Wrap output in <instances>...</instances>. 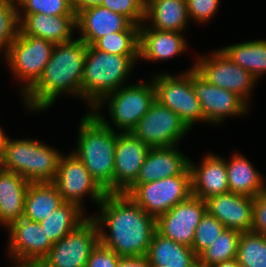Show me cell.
<instances>
[{
  "label": "cell",
  "instance_id": "1",
  "mask_svg": "<svg viewBox=\"0 0 266 267\" xmlns=\"http://www.w3.org/2000/svg\"><path fill=\"white\" fill-rule=\"evenodd\" d=\"M99 207L98 216L92 218L99 227L100 243L120 257L146 256L156 218L125 193H106Z\"/></svg>",
  "mask_w": 266,
  "mask_h": 267
},
{
  "label": "cell",
  "instance_id": "2",
  "mask_svg": "<svg viewBox=\"0 0 266 267\" xmlns=\"http://www.w3.org/2000/svg\"><path fill=\"white\" fill-rule=\"evenodd\" d=\"M87 45L79 38L56 44L39 80L23 95L30 111L49 109L62 94L80 96Z\"/></svg>",
  "mask_w": 266,
  "mask_h": 267
},
{
  "label": "cell",
  "instance_id": "3",
  "mask_svg": "<svg viewBox=\"0 0 266 267\" xmlns=\"http://www.w3.org/2000/svg\"><path fill=\"white\" fill-rule=\"evenodd\" d=\"M77 145L79 157L92 178L106 192L113 193L116 131L99 111L86 113L80 121Z\"/></svg>",
  "mask_w": 266,
  "mask_h": 267
},
{
  "label": "cell",
  "instance_id": "4",
  "mask_svg": "<svg viewBox=\"0 0 266 267\" xmlns=\"http://www.w3.org/2000/svg\"><path fill=\"white\" fill-rule=\"evenodd\" d=\"M139 55H115L87 46L81 98L92 109L104 96L124 86ZM136 60V62H135Z\"/></svg>",
  "mask_w": 266,
  "mask_h": 267
},
{
  "label": "cell",
  "instance_id": "5",
  "mask_svg": "<svg viewBox=\"0 0 266 267\" xmlns=\"http://www.w3.org/2000/svg\"><path fill=\"white\" fill-rule=\"evenodd\" d=\"M107 101V102H106ZM155 101L153 81L129 84L104 96L91 111H100L105 102L113 125L119 132H131Z\"/></svg>",
  "mask_w": 266,
  "mask_h": 267
},
{
  "label": "cell",
  "instance_id": "6",
  "mask_svg": "<svg viewBox=\"0 0 266 267\" xmlns=\"http://www.w3.org/2000/svg\"><path fill=\"white\" fill-rule=\"evenodd\" d=\"M55 45L41 37L24 35L19 30L5 57L12 75L23 83V89L20 88L22 96L41 77Z\"/></svg>",
  "mask_w": 266,
  "mask_h": 267
},
{
  "label": "cell",
  "instance_id": "7",
  "mask_svg": "<svg viewBox=\"0 0 266 267\" xmlns=\"http://www.w3.org/2000/svg\"><path fill=\"white\" fill-rule=\"evenodd\" d=\"M174 76L169 73L157 74L152 78L155 100L176 113L190 130L196 122H206L200 102L191 85V70Z\"/></svg>",
  "mask_w": 266,
  "mask_h": 267
},
{
  "label": "cell",
  "instance_id": "8",
  "mask_svg": "<svg viewBox=\"0 0 266 267\" xmlns=\"http://www.w3.org/2000/svg\"><path fill=\"white\" fill-rule=\"evenodd\" d=\"M124 193L147 214L157 219L192 195L191 174L166 177L145 184H132Z\"/></svg>",
  "mask_w": 266,
  "mask_h": 267
},
{
  "label": "cell",
  "instance_id": "9",
  "mask_svg": "<svg viewBox=\"0 0 266 267\" xmlns=\"http://www.w3.org/2000/svg\"><path fill=\"white\" fill-rule=\"evenodd\" d=\"M99 227L88 218L58 242L53 243L41 267H85L92 250L99 243Z\"/></svg>",
  "mask_w": 266,
  "mask_h": 267
},
{
  "label": "cell",
  "instance_id": "10",
  "mask_svg": "<svg viewBox=\"0 0 266 267\" xmlns=\"http://www.w3.org/2000/svg\"><path fill=\"white\" fill-rule=\"evenodd\" d=\"M211 54L199 56L198 62L192 65L194 70L210 84L235 93L248 104L257 79L233 63L220 49Z\"/></svg>",
  "mask_w": 266,
  "mask_h": 267
},
{
  "label": "cell",
  "instance_id": "11",
  "mask_svg": "<svg viewBox=\"0 0 266 267\" xmlns=\"http://www.w3.org/2000/svg\"><path fill=\"white\" fill-rule=\"evenodd\" d=\"M131 132L149 147H174L189 129L176 113L155 100Z\"/></svg>",
  "mask_w": 266,
  "mask_h": 267
},
{
  "label": "cell",
  "instance_id": "12",
  "mask_svg": "<svg viewBox=\"0 0 266 267\" xmlns=\"http://www.w3.org/2000/svg\"><path fill=\"white\" fill-rule=\"evenodd\" d=\"M53 183L65 202L76 203L81 208L86 195H90L91 199L99 205L106 194L73 152L67 156L61 155Z\"/></svg>",
  "mask_w": 266,
  "mask_h": 267
},
{
  "label": "cell",
  "instance_id": "13",
  "mask_svg": "<svg viewBox=\"0 0 266 267\" xmlns=\"http://www.w3.org/2000/svg\"><path fill=\"white\" fill-rule=\"evenodd\" d=\"M191 85L198 97L206 122L220 124L228 116L245 115L248 104L235 93L207 82L194 69L191 70Z\"/></svg>",
  "mask_w": 266,
  "mask_h": 267
},
{
  "label": "cell",
  "instance_id": "14",
  "mask_svg": "<svg viewBox=\"0 0 266 267\" xmlns=\"http://www.w3.org/2000/svg\"><path fill=\"white\" fill-rule=\"evenodd\" d=\"M206 212V201L191 195L160 215L156 230L176 243L192 247L195 229Z\"/></svg>",
  "mask_w": 266,
  "mask_h": 267
},
{
  "label": "cell",
  "instance_id": "15",
  "mask_svg": "<svg viewBox=\"0 0 266 267\" xmlns=\"http://www.w3.org/2000/svg\"><path fill=\"white\" fill-rule=\"evenodd\" d=\"M8 231L7 251L15 263L40 264L52 248L53 243L39 222L21 217L8 227Z\"/></svg>",
  "mask_w": 266,
  "mask_h": 267
},
{
  "label": "cell",
  "instance_id": "16",
  "mask_svg": "<svg viewBox=\"0 0 266 267\" xmlns=\"http://www.w3.org/2000/svg\"><path fill=\"white\" fill-rule=\"evenodd\" d=\"M150 148L132 132H116L113 193H124L136 181Z\"/></svg>",
  "mask_w": 266,
  "mask_h": 267
},
{
  "label": "cell",
  "instance_id": "17",
  "mask_svg": "<svg viewBox=\"0 0 266 267\" xmlns=\"http://www.w3.org/2000/svg\"><path fill=\"white\" fill-rule=\"evenodd\" d=\"M139 27L124 15L103 6L90 7L76 15V30L81 35L79 39L87 46L105 35L117 31H139Z\"/></svg>",
  "mask_w": 266,
  "mask_h": 267
},
{
  "label": "cell",
  "instance_id": "18",
  "mask_svg": "<svg viewBox=\"0 0 266 267\" xmlns=\"http://www.w3.org/2000/svg\"><path fill=\"white\" fill-rule=\"evenodd\" d=\"M206 201L207 212L217 218L226 229L252 231L254 198L228 192L212 196Z\"/></svg>",
  "mask_w": 266,
  "mask_h": 267
},
{
  "label": "cell",
  "instance_id": "19",
  "mask_svg": "<svg viewBox=\"0 0 266 267\" xmlns=\"http://www.w3.org/2000/svg\"><path fill=\"white\" fill-rule=\"evenodd\" d=\"M201 162L197 165L189 162L192 195L206 200L212 196L230 192L226 160L217 154L210 153L206 154Z\"/></svg>",
  "mask_w": 266,
  "mask_h": 267
},
{
  "label": "cell",
  "instance_id": "20",
  "mask_svg": "<svg viewBox=\"0 0 266 267\" xmlns=\"http://www.w3.org/2000/svg\"><path fill=\"white\" fill-rule=\"evenodd\" d=\"M177 146L151 147L133 184H145L166 177L191 174L190 159Z\"/></svg>",
  "mask_w": 266,
  "mask_h": 267
},
{
  "label": "cell",
  "instance_id": "21",
  "mask_svg": "<svg viewBox=\"0 0 266 267\" xmlns=\"http://www.w3.org/2000/svg\"><path fill=\"white\" fill-rule=\"evenodd\" d=\"M18 19L24 35L41 37L55 44L73 40L72 33L76 30V15L18 14Z\"/></svg>",
  "mask_w": 266,
  "mask_h": 267
},
{
  "label": "cell",
  "instance_id": "22",
  "mask_svg": "<svg viewBox=\"0 0 266 267\" xmlns=\"http://www.w3.org/2000/svg\"><path fill=\"white\" fill-rule=\"evenodd\" d=\"M143 24L139 27V58L165 61L186 51L187 42L183 32L159 31Z\"/></svg>",
  "mask_w": 266,
  "mask_h": 267
},
{
  "label": "cell",
  "instance_id": "23",
  "mask_svg": "<svg viewBox=\"0 0 266 267\" xmlns=\"http://www.w3.org/2000/svg\"><path fill=\"white\" fill-rule=\"evenodd\" d=\"M150 267H199L198 255L186 245L160 234H153L146 254Z\"/></svg>",
  "mask_w": 266,
  "mask_h": 267
},
{
  "label": "cell",
  "instance_id": "24",
  "mask_svg": "<svg viewBox=\"0 0 266 267\" xmlns=\"http://www.w3.org/2000/svg\"><path fill=\"white\" fill-rule=\"evenodd\" d=\"M29 182L15 172L0 171V225L7 228L23 217Z\"/></svg>",
  "mask_w": 266,
  "mask_h": 267
},
{
  "label": "cell",
  "instance_id": "25",
  "mask_svg": "<svg viewBox=\"0 0 266 267\" xmlns=\"http://www.w3.org/2000/svg\"><path fill=\"white\" fill-rule=\"evenodd\" d=\"M159 31L182 32L188 25L186 0H148L145 6V23ZM150 21V22H149Z\"/></svg>",
  "mask_w": 266,
  "mask_h": 267
},
{
  "label": "cell",
  "instance_id": "26",
  "mask_svg": "<svg viewBox=\"0 0 266 267\" xmlns=\"http://www.w3.org/2000/svg\"><path fill=\"white\" fill-rule=\"evenodd\" d=\"M226 168L230 192L254 198L266 189L263 175L240 152L226 159Z\"/></svg>",
  "mask_w": 266,
  "mask_h": 267
},
{
  "label": "cell",
  "instance_id": "27",
  "mask_svg": "<svg viewBox=\"0 0 266 267\" xmlns=\"http://www.w3.org/2000/svg\"><path fill=\"white\" fill-rule=\"evenodd\" d=\"M65 201L53 182L30 183L25 196L23 217L41 222Z\"/></svg>",
  "mask_w": 266,
  "mask_h": 267
},
{
  "label": "cell",
  "instance_id": "28",
  "mask_svg": "<svg viewBox=\"0 0 266 267\" xmlns=\"http://www.w3.org/2000/svg\"><path fill=\"white\" fill-rule=\"evenodd\" d=\"M220 50L235 64L257 80L266 73V40H253L229 45Z\"/></svg>",
  "mask_w": 266,
  "mask_h": 267
},
{
  "label": "cell",
  "instance_id": "29",
  "mask_svg": "<svg viewBox=\"0 0 266 267\" xmlns=\"http://www.w3.org/2000/svg\"><path fill=\"white\" fill-rule=\"evenodd\" d=\"M83 209L76 203L65 202L40 222L52 243L58 242L88 218L86 215L84 216Z\"/></svg>",
  "mask_w": 266,
  "mask_h": 267
},
{
  "label": "cell",
  "instance_id": "30",
  "mask_svg": "<svg viewBox=\"0 0 266 267\" xmlns=\"http://www.w3.org/2000/svg\"><path fill=\"white\" fill-rule=\"evenodd\" d=\"M61 155L55 148L30 139L29 183L53 182Z\"/></svg>",
  "mask_w": 266,
  "mask_h": 267
},
{
  "label": "cell",
  "instance_id": "31",
  "mask_svg": "<svg viewBox=\"0 0 266 267\" xmlns=\"http://www.w3.org/2000/svg\"><path fill=\"white\" fill-rule=\"evenodd\" d=\"M240 234V231L225 229L209 247L198 255V266L211 267L236 258Z\"/></svg>",
  "mask_w": 266,
  "mask_h": 267
},
{
  "label": "cell",
  "instance_id": "32",
  "mask_svg": "<svg viewBox=\"0 0 266 267\" xmlns=\"http://www.w3.org/2000/svg\"><path fill=\"white\" fill-rule=\"evenodd\" d=\"M236 260L240 267H266V236L253 231L242 232Z\"/></svg>",
  "mask_w": 266,
  "mask_h": 267
},
{
  "label": "cell",
  "instance_id": "33",
  "mask_svg": "<svg viewBox=\"0 0 266 267\" xmlns=\"http://www.w3.org/2000/svg\"><path fill=\"white\" fill-rule=\"evenodd\" d=\"M30 139L7 138L0 155L2 169L15 172L29 182Z\"/></svg>",
  "mask_w": 266,
  "mask_h": 267
},
{
  "label": "cell",
  "instance_id": "34",
  "mask_svg": "<svg viewBox=\"0 0 266 267\" xmlns=\"http://www.w3.org/2000/svg\"><path fill=\"white\" fill-rule=\"evenodd\" d=\"M139 31H117L99 38L93 46L115 55H139Z\"/></svg>",
  "mask_w": 266,
  "mask_h": 267
},
{
  "label": "cell",
  "instance_id": "35",
  "mask_svg": "<svg viewBox=\"0 0 266 267\" xmlns=\"http://www.w3.org/2000/svg\"><path fill=\"white\" fill-rule=\"evenodd\" d=\"M18 10L16 3L0 0V51L5 56L20 30Z\"/></svg>",
  "mask_w": 266,
  "mask_h": 267
},
{
  "label": "cell",
  "instance_id": "36",
  "mask_svg": "<svg viewBox=\"0 0 266 267\" xmlns=\"http://www.w3.org/2000/svg\"><path fill=\"white\" fill-rule=\"evenodd\" d=\"M18 14H43L48 16L76 15L72 0H21ZM24 12V13H22Z\"/></svg>",
  "mask_w": 266,
  "mask_h": 267
},
{
  "label": "cell",
  "instance_id": "37",
  "mask_svg": "<svg viewBox=\"0 0 266 267\" xmlns=\"http://www.w3.org/2000/svg\"><path fill=\"white\" fill-rule=\"evenodd\" d=\"M225 229L226 227L217 218L206 212L195 229L191 248L199 255L204 249L209 247Z\"/></svg>",
  "mask_w": 266,
  "mask_h": 267
},
{
  "label": "cell",
  "instance_id": "38",
  "mask_svg": "<svg viewBox=\"0 0 266 267\" xmlns=\"http://www.w3.org/2000/svg\"><path fill=\"white\" fill-rule=\"evenodd\" d=\"M103 7L119 13L128 18L135 25H142L145 22L144 0H104Z\"/></svg>",
  "mask_w": 266,
  "mask_h": 267
},
{
  "label": "cell",
  "instance_id": "39",
  "mask_svg": "<svg viewBox=\"0 0 266 267\" xmlns=\"http://www.w3.org/2000/svg\"><path fill=\"white\" fill-rule=\"evenodd\" d=\"M189 19L197 22L207 21L215 16L220 0H186Z\"/></svg>",
  "mask_w": 266,
  "mask_h": 267
},
{
  "label": "cell",
  "instance_id": "40",
  "mask_svg": "<svg viewBox=\"0 0 266 267\" xmlns=\"http://www.w3.org/2000/svg\"><path fill=\"white\" fill-rule=\"evenodd\" d=\"M120 256L100 242L92 250L85 267H118Z\"/></svg>",
  "mask_w": 266,
  "mask_h": 267
},
{
  "label": "cell",
  "instance_id": "41",
  "mask_svg": "<svg viewBox=\"0 0 266 267\" xmlns=\"http://www.w3.org/2000/svg\"><path fill=\"white\" fill-rule=\"evenodd\" d=\"M252 231L266 236V189L254 197Z\"/></svg>",
  "mask_w": 266,
  "mask_h": 267
},
{
  "label": "cell",
  "instance_id": "42",
  "mask_svg": "<svg viewBox=\"0 0 266 267\" xmlns=\"http://www.w3.org/2000/svg\"><path fill=\"white\" fill-rule=\"evenodd\" d=\"M118 267H150L146 256L121 257Z\"/></svg>",
  "mask_w": 266,
  "mask_h": 267
},
{
  "label": "cell",
  "instance_id": "43",
  "mask_svg": "<svg viewBox=\"0 0 266 267\" xmlns=\"http://www.w3.org/2000/svg\"><path fill=\"white\" fill-rule=\"evenodd\" d=\"M104 0H72V8L74 13L77 15L80 11L94 7L102 6Z\"/></svg>",
  "mask_w": 266,
  "mask_h": 267
},
{
  "label": "cell",
  "instance_id": "44",
  "mask_svg": "<svg viewBox=\"0 0 266 267\" xmlns=\"http://www.w3.org/2000/svg\"><path fill=\"white\" fill-rule=\"evenodd\" d=\"M211 267H240L239 264L237 263L236 258L231 259V260H227V261H223L221 263L215 264Z\"/></svg>",
  "mask_w": 266,
  "mask_h": 267
},
{
  "label": "cell",
  "instance_id": "45",
  "mask_svg": "<svg viewBox=\"0 0 266 267\" xmlns=\"http://www.w3.org/2000/svg\"><path fill=\"white\" fill-rule=\"evenodd\" d=\"M8 136L5 135L3 129L0 127V155L2 153L3 147L6 144Z\"/></svg>",
  "mask_w": 266,
  "mask_h": 267
},
{
  "label": "cell",
  "instance_id": "46",
  "mask_svg": "<svg viewBox=\"0 0 266 267\" xmlns=\"http://www.w3.org/2000/svg\"><path fill=\"white\" fill-rule=\"evenodd\" d=\"M17 265L11 266V267H41L39 264H35V263H21V262H17L14 263Z\"/></svg>",
  "mask_w": 266,
  "mask_h": 267
},
{
  "label": "cell",
  "instance_id": "47",
  "mask_svg": "<svg viewBox=\"0 0 266 267\" xmlns=\"http://www.w3.org/2000/svg\"><path fill=\"white\" fill-rule=\"evenodd\" d=\"M5 1H8V2H13V3H16L17 5L20 3L21 0H5Z\"/></svg>",
  "mask_w": 266,
  "mask_h": 267
}]
</instances>
